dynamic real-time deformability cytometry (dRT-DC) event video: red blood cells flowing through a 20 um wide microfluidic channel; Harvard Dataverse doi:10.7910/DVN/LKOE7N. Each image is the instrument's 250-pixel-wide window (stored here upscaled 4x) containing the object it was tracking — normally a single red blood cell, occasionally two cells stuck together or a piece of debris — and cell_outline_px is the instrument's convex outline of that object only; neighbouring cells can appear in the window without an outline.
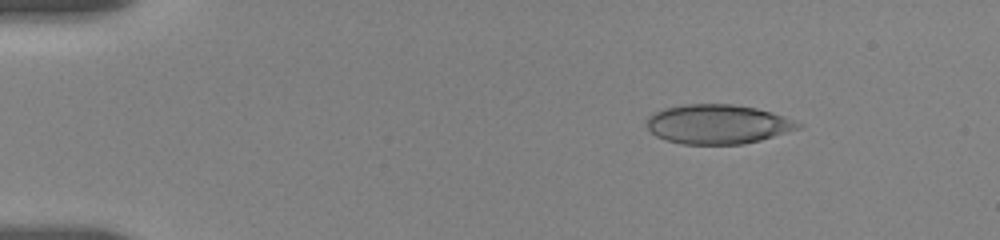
{"species": "human", "species_latin": "Homo sapiens", "temperature_condition": "room temperature", "stored_images_in_passage": 47, "camera_frame_rate_fps": 3000, "um_per_image_px": 0.085, "donor": {"sex": "female"}, "frame": {"image": 1, "passage_image": 1, "time_ms": 0.0, "image_size_px": [1000, 240], "cell_outline_px": [[804, 124], [800, 128], [760, 140], [744, 144], [684, 144], [668, 140], [656, 136], [648, 128], [648, 116], [664, 108], [684, 104], [732, 104], [756, 108], [772, 112], [784, 116]], "centroid_in_image_um": [61.04, 10.55], "position_along_channel_um": 24.0, "area_um2": 34.56}}
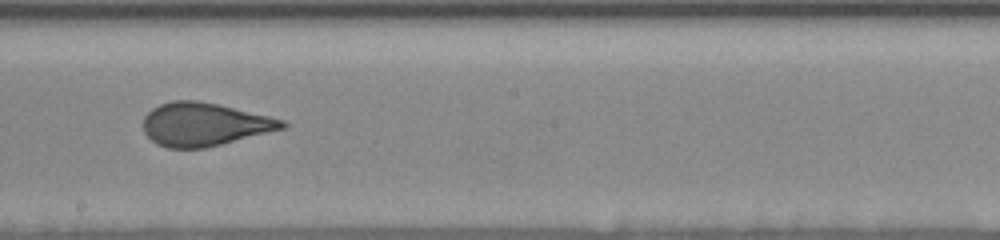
{"frame": {"image": 2, "passage_image": 25, "time_ms": 8.0, "image_size_px": [1000, 240], "cell_outline_px": [[288, 124], [284, 128], [204, 148], [168, 148], [156, 144], [144, 132], [144, 116], [152, 108], [160, 104], [172, 100], [196, 100], [216, 104], [268, 116], [284, 120]], "centroid_in_image_um": [17.32, 10.57], "position_along_channel_um": 230.9, "area_um2": 34.51}}
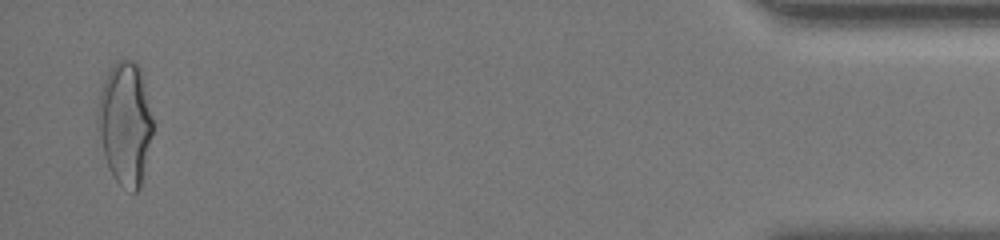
{"frame": {"image": 3, "passage_image": 46, "time_ms": 15.333, "image_size_px": [1000, 240], "cell_outline_px": [[152, 132], [140, 188], [136, 192], [132, 192], [120, 184], [112, 176], [104, 156], [96, 124], [96, 112], [100, 92], [104, 80], [108, 72], [116, 60], [132, 60], [140, 68], [152, 120]], "centroid_in_image_um": [10.6, 10.49], "position_along_channel_um": 424.6, "area_um2": 39.07}, "authors_computed_cell_mechanics": {"area_um2": 35.6626, "velocity_mm_per_s": 3.6482, "shape_relaxation_time_tau1_ms": 5.3353, "shape_relaxation_time_tau2_ms": 0.7664, "deformation_change_tau1": 0.1816, "deformation_change_tau2": 0.0724}}